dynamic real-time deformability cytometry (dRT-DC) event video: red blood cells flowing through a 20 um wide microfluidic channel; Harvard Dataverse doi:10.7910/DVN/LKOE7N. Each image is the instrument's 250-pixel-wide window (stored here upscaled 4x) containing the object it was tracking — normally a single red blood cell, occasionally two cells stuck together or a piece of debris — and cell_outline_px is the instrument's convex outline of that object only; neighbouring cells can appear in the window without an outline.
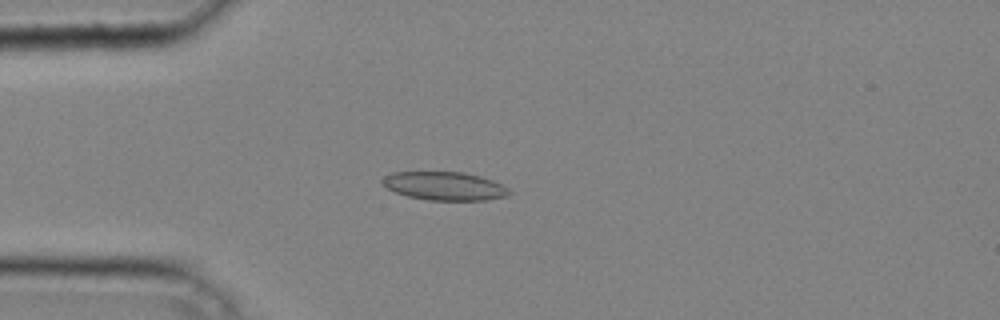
{"species": "common noctule bat (a hibernating species)", "species_latin": "Nyctalus noctula", "temperature_condition": "cold", "stored_images_in_passage": 41, "camera_frame_rate_fps": 3000, "um_per_image_px": 0.085, "animal": {"sex": "male", "body_mass_g": 20.4}, "frame": {"image": 1, "passage_image": 11, "time_ms": 3.333, "image_size_px": [1000, 320], "cell_outline_px": [[512, 192], [508, 196], [484, 200], [428, 200], [408, 196], [396, 192], [388, 188], [380, 180], [384, 176], [392, 172], [464, 172], [480, 176], [492, 180], [508, 188]], "centroid_in_image_um": [37.8, 15.81], "position_along_channel_um": 47.2, "area_um2": 20.92}}
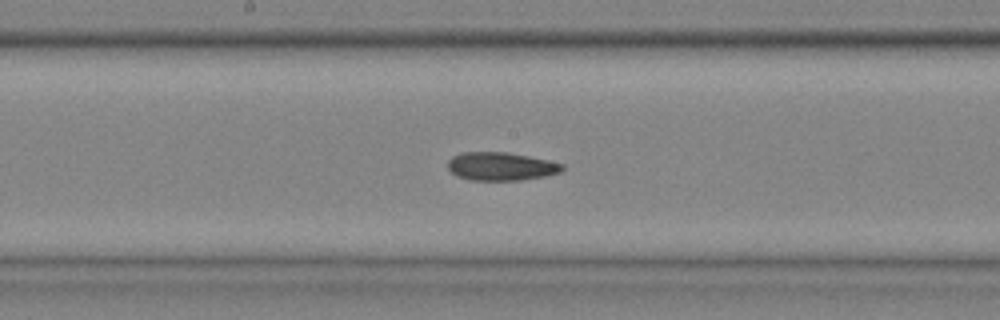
{"frame": {"image": 2, "passage_image": 22, "time_ms": 7.0, "image_size_px": [1000, 320], "cell_outline_px": [[564, 168], [560, 172], [544, 176], [520, 180], [468, 180], [456, 176], [448, 168], [448, 160], [452, 156], [460, 152], [508, 152], [548, 160], [564, 164]], "centroid_in_image_um": [42.55, 14.14], "position_along_channel_um": 205.6, "area_um2": 18.9}}
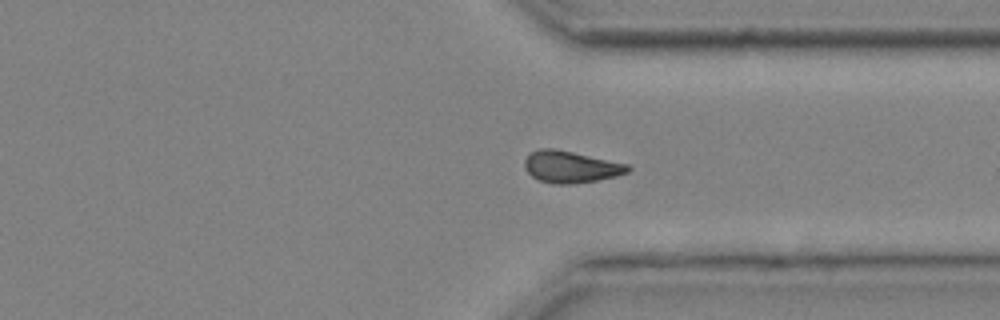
{"frame": {"image": 3, "passage_image": 32, "time_ms": 10.333, "image_size_px": [1000, 320], "cell_outline_px": [[632, 168], [628, 172], [616, 176], [596, 180], [572, 184], [556, 184], [540, 180], [532, 176], [524, 168], [524, 160], [532, 152], [540, 148], [556, 148], [628, 164]], "centroid_in_image_um": [48.52, 14.17], "position_along_channel_um": 362.9, "area_um2": 19.07}}